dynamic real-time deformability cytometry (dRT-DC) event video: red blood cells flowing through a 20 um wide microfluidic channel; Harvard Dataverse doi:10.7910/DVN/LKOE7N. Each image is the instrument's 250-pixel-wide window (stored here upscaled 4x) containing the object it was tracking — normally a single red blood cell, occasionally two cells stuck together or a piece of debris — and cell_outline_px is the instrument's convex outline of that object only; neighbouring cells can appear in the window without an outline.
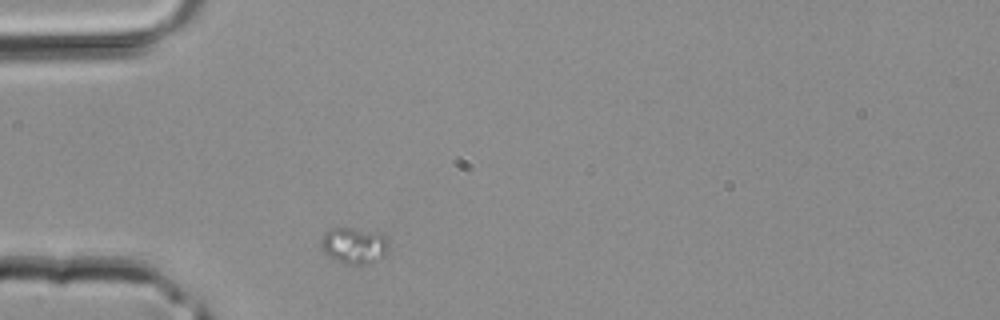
{"species": "common noctule bat (a hibernating species)", "species_latin": "Nyctalus noctula", "temperature_condition": "room temperature", "stored_images_in_passage": 5, "camera_frame_rate_fps": 3000, "um_per_image_px": 0.085, "animal": {"sex": "male", "body_mass_g": 20.4}, "frame": {"image": 1, "passage_image": 1, "time_ms": 0.0, "image_size_px": [1000, 320], "cell_outline_px": [[388, 244], [384, 256], [368, 264], [348, 264], [336, 260], [328, 256], [320, 248], [320, 240], [324, 232], [328, 228], [352, 228], [380, 232], [388, 240]], "centroid_in_image_um": [30.06, 20.85], "position_along_channel_um": 54.9, "area_um2": 14.45}}